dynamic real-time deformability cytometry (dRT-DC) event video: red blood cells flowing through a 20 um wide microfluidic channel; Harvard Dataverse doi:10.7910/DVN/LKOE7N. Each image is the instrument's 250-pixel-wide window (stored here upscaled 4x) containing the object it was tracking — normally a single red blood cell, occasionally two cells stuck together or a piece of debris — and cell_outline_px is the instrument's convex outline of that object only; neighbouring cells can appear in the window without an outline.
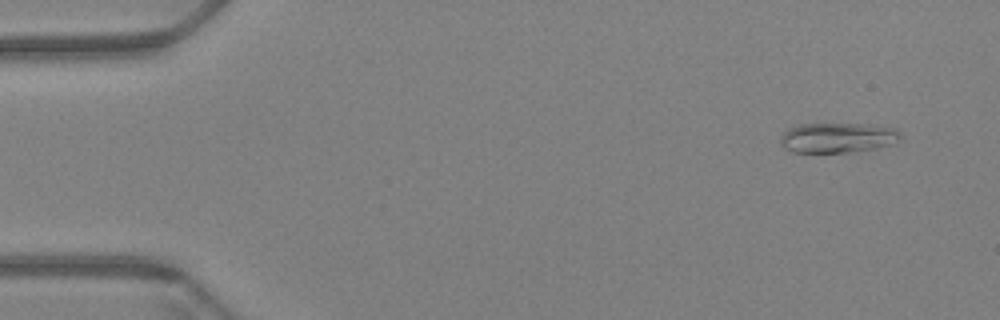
{"species": "Egyptian fruit bat (a non-hibernating species)", "species_latin": "Rousettus aegyptiacus", "temperature_condition": "warm", "stored_images_in_passage": 60, "camera_frame_rate_fps": 3000, "um_per_image_px": 0.085, "animal": {"sex": "female"}, "frame": {"image": 1, "passage_image": 4, "time_ms": 1.0, "image_size_px": [1000, 320], "cell_outline_px": [[900, 140], [896, 144], [876, 148], [848, 152], [792, 152], [784, 148], [780, 144], [780, 136], [788, 128], [800, 124], [872, 124], [896, 128], [900, 132]], "centroid_in_image_um": [71.22, 11.7], "position_along_channel_um": 13.8, "area_um2": 21.27}}
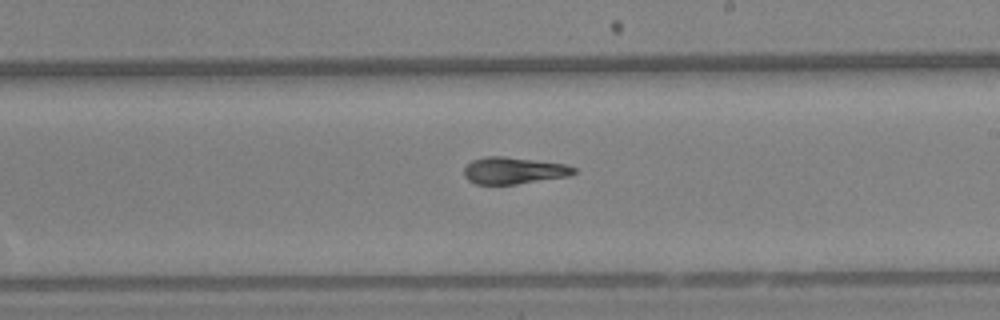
{"frame": {"image": 2, "passage_image": 35, "time_ms": 11.333, "image_size_px": [1000, 320], "cell_outline_px": [[576, 172], [568, 176], [516, 184], [476, 184], [468, 180], [464, 176], [464, 168], [472, 160], [484, 156], [504, 156], [564, 164], [576, 168]], "centroid_in_image_um": [43.63, 14.49], "position_along_channel_um": 245.4, "area_um2": 17.05}}
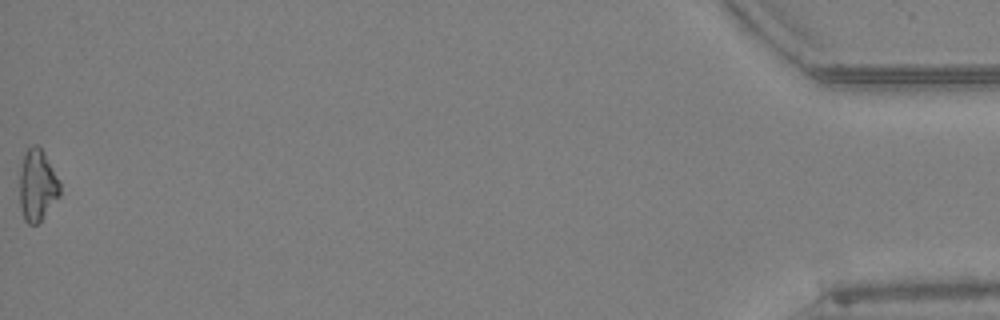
{"frame": {"image": 3, "passage_image": 60, "time_ms": 19.667, "image_size_px": [1000, 320], "cell_outline_px": [[60, 196], [40, 220], [36, 224], [28, 224], [24, 220], [20, 208], [20, 168], [24, 156], [28, 148], [32, 144], [36, 144], [44, 152], [60, 180]], "centroid_in_image_um": [3.18, 15.74], "position_along_channel_um": 432.0, "area_um2": 16.82}, "authors_computed_cell_mechanics": {"area_um2": 17.7735, "velocity_mm_per_s": 3.4304, "shape_relaxation_time_tau1_ms": null, "shape_relaxation_time_tau2_ms": 3.8973, "deformation_change_tau1": null, "deformation_change_tau2": 0.0999}}